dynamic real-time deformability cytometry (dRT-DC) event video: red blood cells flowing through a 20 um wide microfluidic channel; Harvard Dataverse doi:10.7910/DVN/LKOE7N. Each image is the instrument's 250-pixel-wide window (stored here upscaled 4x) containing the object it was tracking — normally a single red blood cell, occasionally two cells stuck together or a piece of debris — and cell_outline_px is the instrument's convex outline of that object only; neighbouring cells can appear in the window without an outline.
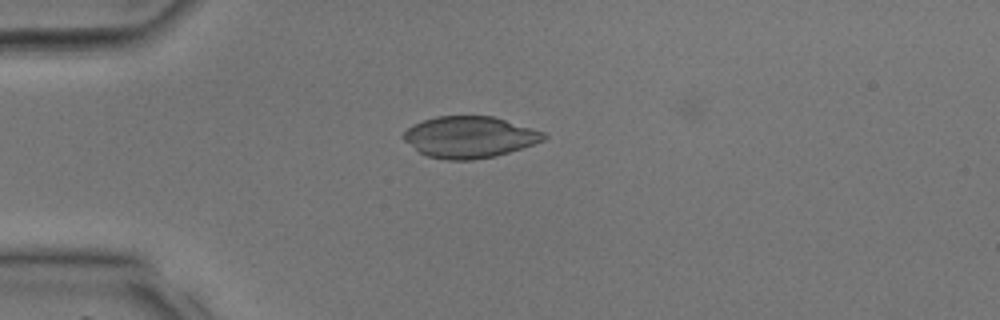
{"species": "common noctule bat (a hibernating species)", "species_latin": "Nyctalus noctula", "temperature_condition": "room temperature", "stored_images_in_passage": 37, "camera_frame_rate_fps": 3000, "um_per_image_px": 0.085, "animal": {"sex": "male", "body_mass_g": 17.9, "forearm_length_mm": 54.2}, "frame": {"image": 1, "passage_image": 9, "time_ms": 2.667, "image_size_px": [1000, 320], "cell_outline_px": [[548, 136], [544, 140], [496, 156], [472, 160], [448, 160], [428, 156], [420, 152], [404, 140], [400, 136], [412, 124], [436, 116], [492, 116], [544, 132]], "centroid_in_image_um": [39.88, 11.65], "position_along_channel_um": 45.1, "area_um2": 33.58}}
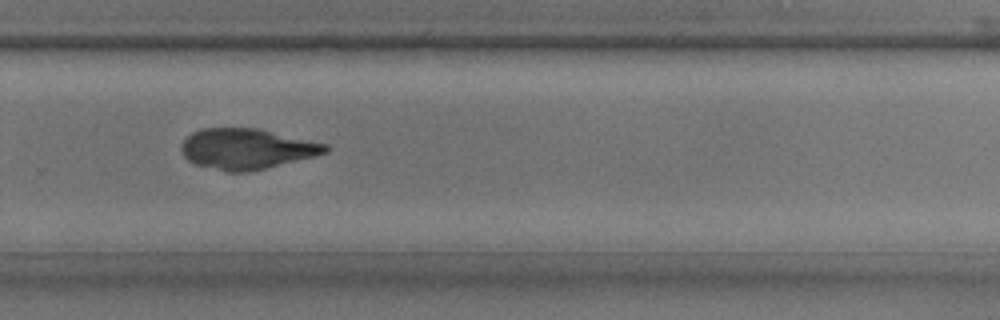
{"frame": {"image": 2, "passage_image": 25, "time_ms": 8.0, "image_size_px": [1000, 320], "cell_outline_px": [[332, 148], [328, 152], [248, 172], [228, 172], [196, 164], [188, 160], [180, 152], [180, 144], [192, 132], [200, 128], [256, 128], [328, 144]], "centroid_in_image_um": [20.93, 12.64], "position_along_channel_um": 308.9, "area_um2": 33.81}}
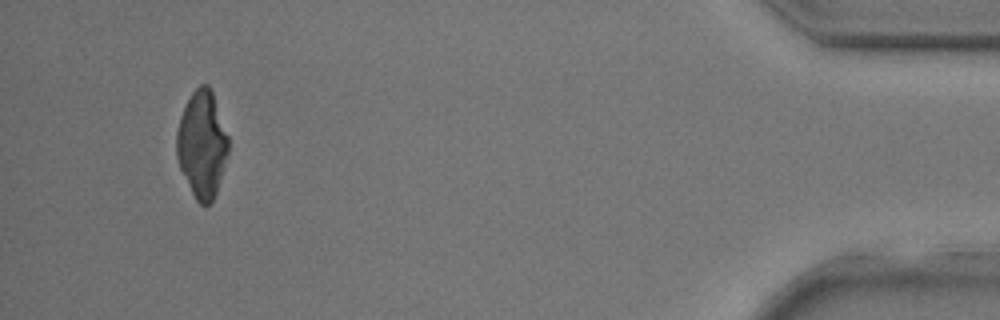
{"frame": {"image": 3, "passage_image": 35, "time_ms": 11.333, "image_size_px": [1000, 320], "cell_outline_px": [[228, 156], [216, 192], [212, 200], [208, 204], [200, 204], [196, 200], [180, 168], [176, 156], [176, 132], [180, 116], [192, 92], [200, 84], [208, 84], [212, 92], [228, 136]], "centroid_in_image_um": [17.16, 12.26], "position_along_channel_um": 418.0, "area_um2": 31.91}}